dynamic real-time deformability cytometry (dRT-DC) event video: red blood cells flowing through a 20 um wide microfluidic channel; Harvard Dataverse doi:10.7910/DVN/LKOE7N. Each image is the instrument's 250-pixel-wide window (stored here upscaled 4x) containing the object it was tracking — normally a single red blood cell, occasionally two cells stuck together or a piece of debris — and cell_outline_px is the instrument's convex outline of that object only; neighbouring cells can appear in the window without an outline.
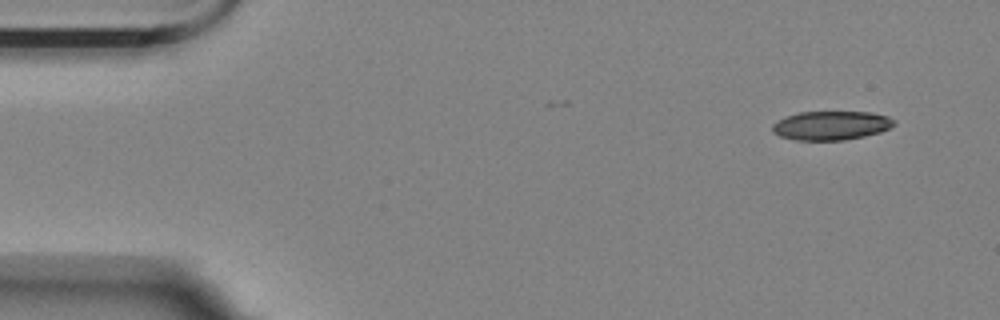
{"species": "Egyptian fruit bat (a non-hibernating species)", "species_latin": "Rousettus aegyptiacus", "temperature_condition": "room temperature", "stored_images_in_passage": 5, "camera_frame_rate_fps": 3000, "um_per_image_px": 0.085, "animal": {"sex": "female"}, "frame": {"image": 1, "passage_image": 1, "time_ms": 0.0, "image_size_px": [1000, 320], "cell_outline_px": [[896, 124], [880, 132], [864, 136], [844, 140], [796, 140], [780, 136], [772, 132], [772, 124], [784, 116], [800, 112], [872, 112], [888, 116], [896, 120]], "centroid_in_image_um": [70.64, 10.66], "position_along_channel_um": 14.4, "area_um2": 20.63}}
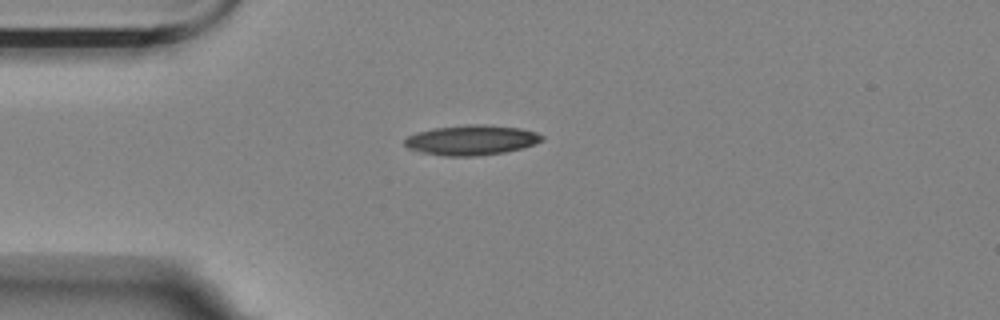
{"frame": {"image": 2, "passage_image": 3, "time_ms": 3.333, "image_size_px": [1000, 320], "cell_outline_px": [[544, 140], [520, 148], [504, 152], [472, 156], [444, 156], [420, 152], [408, 148], [404, 144], [404, 140], [408, 136], [416, 132], [436, 128], [468, 124], [476, 124], [520, 128], [536, 132], [544, 136]], "centroid_in_image_um": [40.04, 11.91], "position_along_channel_um": 45.0, "area_um2": 23.76}}
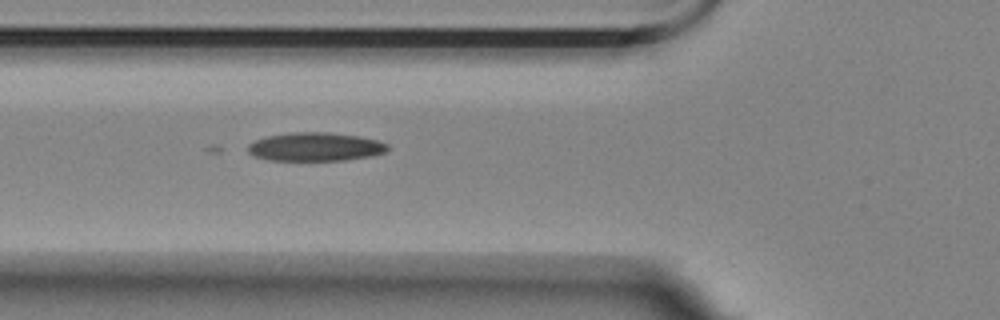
{"frame": {"image": 3, "passage_image": 5, "time_ms": 5.333, "image_size_px": [1000, 320], "cell_outline_px": [[388, 148], [384, 152], [368, 156], [344, 160], [268, 160], [252, 156], [248, 152], [248, 144], [256, 140], [268, 136], [288, 132], [328, 132], [356, 136], [376, 140], [388, 144]], "centroid_in_image_um": [26.74, 12.47], "position_along_channel_um": 99.1, "area_um2": 23.06}}